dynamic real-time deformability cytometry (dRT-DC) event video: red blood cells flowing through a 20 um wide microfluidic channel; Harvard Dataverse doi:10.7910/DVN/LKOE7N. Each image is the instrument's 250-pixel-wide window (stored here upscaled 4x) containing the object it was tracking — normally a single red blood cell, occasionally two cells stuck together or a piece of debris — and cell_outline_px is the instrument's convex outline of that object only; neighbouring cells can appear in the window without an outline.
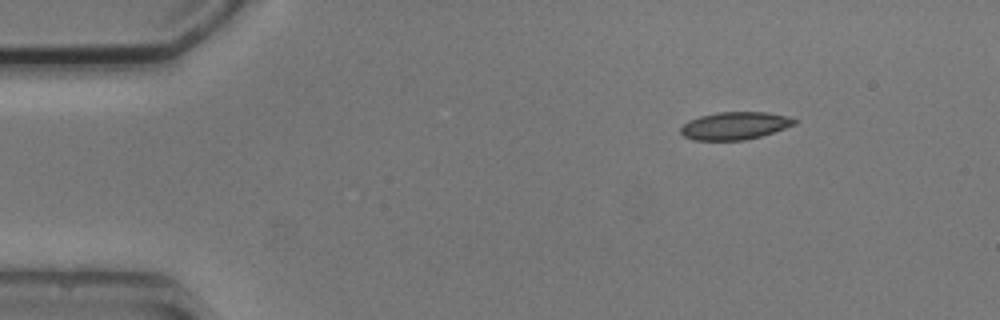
{"species": "common noctule bat (a hibernating species)", "species_latin": "Nyctalus noctula", "temperature_condition": "cold", "stored_images_in_passage": 3, "camera_frame_rate_fps": 3000, "um_per_image_px": 0.085, "animal": {"sex": "male", "body_mass_g": 20.5, "forearm_length_mm": 52.5}, "frame": {"image": 1, "passage_image": 1, "time_ms": 0.0, "image_size_px": [1000, 320], "cell_outline_px": [[800, 120], [796, 124], [760, 136], [744, 140], [692, 140], [684, 136], [680, 132], [680, 128], [688, 120], [700, 116], [716, 112], [764, 112], [788, 116]], "centroid_in_image_um": [62.45, 10.68], "position_along_channel_um": 22.5, "area_um2": 18.32}}